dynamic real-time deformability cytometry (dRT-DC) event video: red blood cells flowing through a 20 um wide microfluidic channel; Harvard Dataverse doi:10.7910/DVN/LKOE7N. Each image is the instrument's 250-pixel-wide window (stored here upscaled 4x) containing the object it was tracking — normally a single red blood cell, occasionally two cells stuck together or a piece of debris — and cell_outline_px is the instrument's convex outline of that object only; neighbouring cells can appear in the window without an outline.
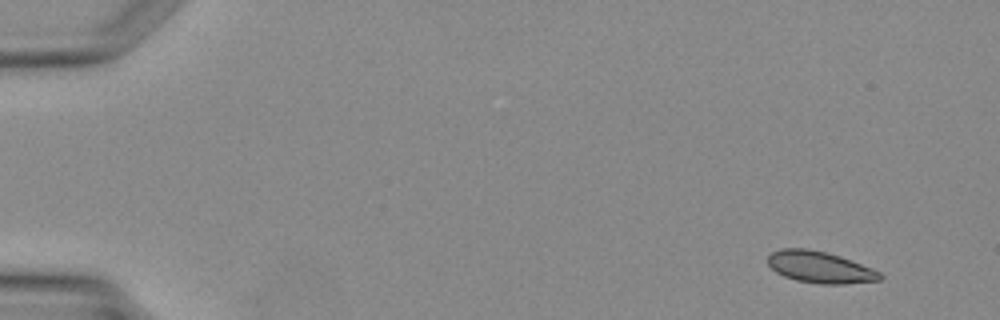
{"species": "Egyptian fruit bat (a non-hibernating species)", "species_latin": "Rousettus aegyptiacus", "temperature_condition": "warm", "stored_images_in_passage": 4, "camera_frame_rate_fps": 3000, "um_per_image_px": 0.085, "animal": {"sex": "female"}, "frame": {"image": 1, "passage_image": 1, "time_ms": 0.0, "image_size_px": [1000, 320], "cell_outline_px": [[884, 276], [880, 280], [844, 284], [820, 284], [796, 280], [784, 276], [776, 272], [768, 264], [768, 256], [772, 252], [784, 248], [808, 248], [840, 256], [872, 268], [880, 272]], "centroid_in_image_um": [69.7, 22.71], "position_along_channel_um": 15.3, "area_um2": 20.58}}
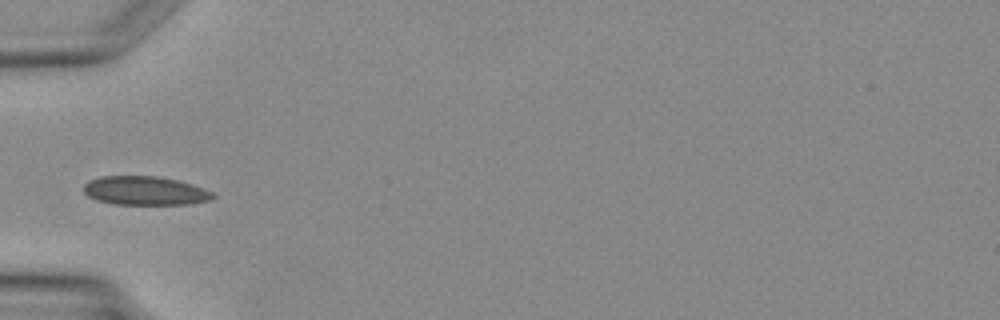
{"frame": {"image": 2, "passage_image": 4, "time_ms": 3.667, "image_size_px": [1000, 320], "cell_outline_px": [[216, 196], [212, 200], [192, 204], [112, 204], [96, 200], [88, 196], [80, 188], [88, 180], [100, 176], [156, 176], [180, 180], [204, 188], [212, 192]], "centroid_in_image_um": [12.32, 16.21], "position_along_channel_um": 72.7, "area_um2": 22.08}}